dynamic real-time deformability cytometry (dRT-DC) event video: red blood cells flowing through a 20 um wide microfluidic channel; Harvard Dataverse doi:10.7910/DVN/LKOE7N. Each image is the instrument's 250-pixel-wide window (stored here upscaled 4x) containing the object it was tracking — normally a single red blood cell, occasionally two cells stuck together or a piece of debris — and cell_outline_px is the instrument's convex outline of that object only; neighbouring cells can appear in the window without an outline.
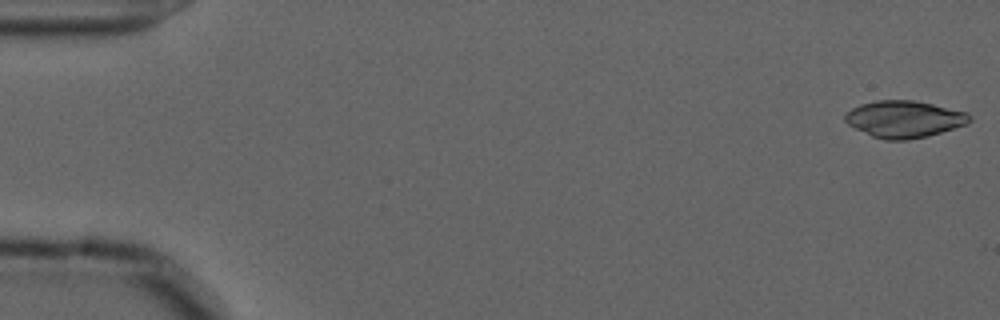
{"species": "common noctule bat (a hibernating species)", "species_latin": "Nyctalus noctula", "temperature_condition": "cold", "stored_images_in_passage": 55, "camera_frame_rate_fps": 3000, "um_per_image_px": 0.085, "animal": {"sex": "male", "forearm_length_mm": 52.5}, "frame": {"image": 1, "passage_image": 1, "time_ms": 0.0, "image_size_px": [1000, 320], "cell_outline_px": [[972, 120], [968, 124], [928, 136], [908, 140], [884, 140], [872, 136], [848, 124], [844, 120], [844, 116], [852, 108], [860, 104], [876, 100], [912, 100], [932, 104], [968, 112], [972, 116]], "centroid_in_image_um": [76.89, 10.13], "position_along_channel_um": 8.1, "area_um2": 26.82}}
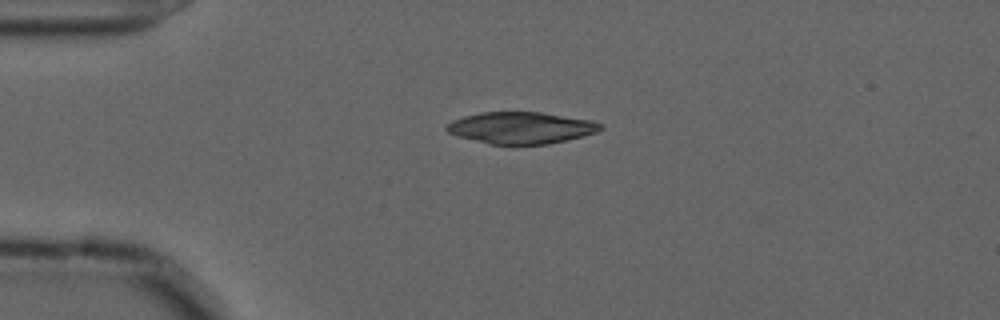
{"frame": {"image": 2, "passage_image": 13, "time_ms": 4.0, "image_size_px": [1000, 320], "cell_outline_px": [[604, 128], [596, 132], [568, 140], [548, 144], [488, 144], [460, 136], [448, 132], [444, 128], [452, 120], [464, 116], [480, 112], [540, 112], [592, 120], [600, 124]], "centroid_in_image_um": [44.29, 10.86], "position_along_channel_um": 40.7, "area_um2": 28.26}}